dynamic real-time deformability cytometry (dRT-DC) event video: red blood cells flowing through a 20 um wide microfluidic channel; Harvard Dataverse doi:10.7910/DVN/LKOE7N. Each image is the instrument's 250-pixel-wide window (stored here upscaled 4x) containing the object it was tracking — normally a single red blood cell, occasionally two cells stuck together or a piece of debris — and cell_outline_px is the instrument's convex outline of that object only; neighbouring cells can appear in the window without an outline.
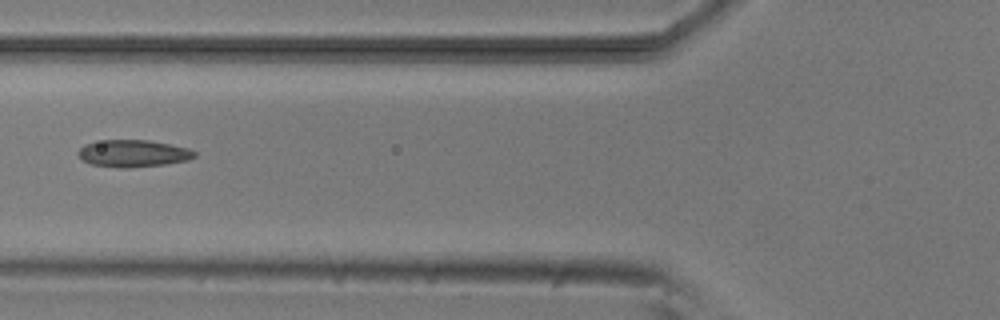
{"species": "common noctule bat (a hibernating species)", "species_latin": "Nyctalus noctula", "temperature_condition": "room temperature", "stored_images_in_passage": 2, "camera_frame_rate_fps": 3000, "um_per_image_px": 0.085, "animal": {"sex": "male", "body_mass_g": 20.5, "forearm_length_mm": 52.5}, "frame": {"image": 1, "passage_image": 2, "time_ms": 1.0, "image_size_px": [1000, 320], "cell_outline_px": [[196, 156], [188, 160], [164, 164], [128, 168], [120, 168], [92, 164], [84, 160], [76, 152], [84, 144], [104, 140], [148, 140], [188, 148], [196, 152]], "centroid_in_image_um": [11.32, 13.04], "position_along_channel_um": 114.5, "area_um2": 18.21}}